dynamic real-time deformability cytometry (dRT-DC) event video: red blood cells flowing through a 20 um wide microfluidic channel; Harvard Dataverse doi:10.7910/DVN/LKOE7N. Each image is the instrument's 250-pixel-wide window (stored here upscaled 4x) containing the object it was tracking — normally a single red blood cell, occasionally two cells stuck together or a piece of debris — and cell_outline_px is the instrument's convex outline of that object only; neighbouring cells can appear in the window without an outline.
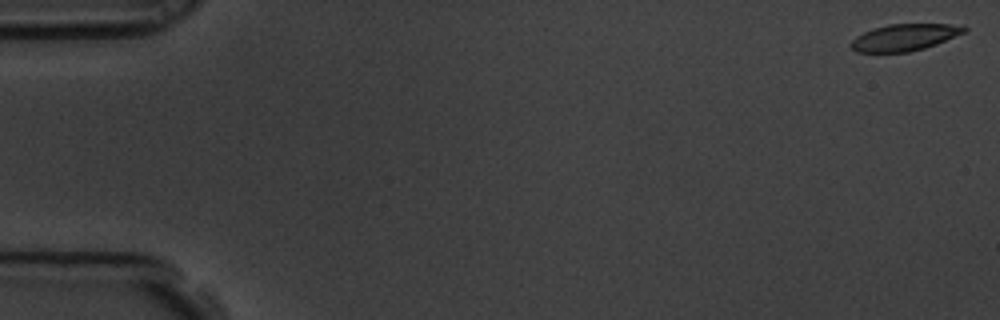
{"species": "common noctule bat (a hibernating species)", "species_latin": "Nyctalus noctula", "temperature_condition": "room temperature", "stored_images_in_passage": 6, "camera_frame_rate_fps": 3000, "um_per_image_px": 0.085, "animal": {"sex": "male", "body_mass_g": 19.5, "forearm_length_mm": 54.6}, "frame": {"image": 1, "passage_image": 1, "time_ms": 0.0, "image_size_px": [1000, 320], "cell_outline_px": [[968, 28], [964, 32], [936, 44], [924, 48], [908, 52], [856, 52], [852, 48], [852, 40], [856, 36], [872, 28], [888, 24], [964, 24]], "centroid_in_image_um": [76.9, 3.16], "position_along_channel_um": 8.1, "area_um2": 17.57}}
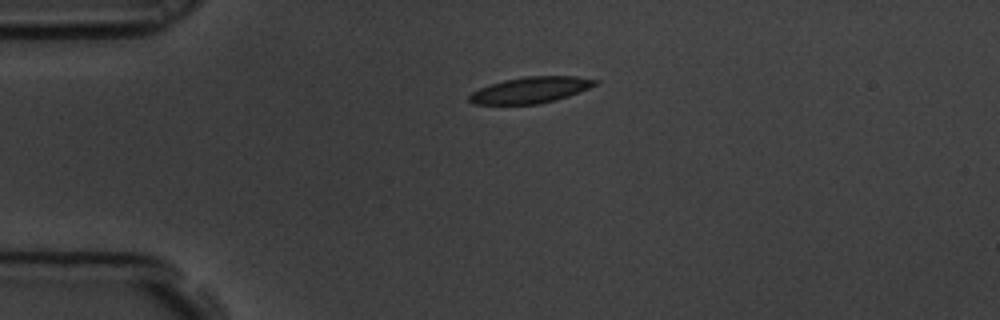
{"frame": {"image": 2, "passage_image": 5, "time_ms": 1.333, "image_size_px": [1000, 320], "cell_outline_px": [[600, 80], [596, 84], [588, 88], [568, 96], [556, 100], [540, 104], [472, 104], [468, 100], [468, 96], [472, 92], [480, 88], [504, 80], [524, 76], [576, 76]], "centroid_in_image_um": [45.1, 7.65], "position_along_channel_um": 39.9, "area_um2": 19.13}}
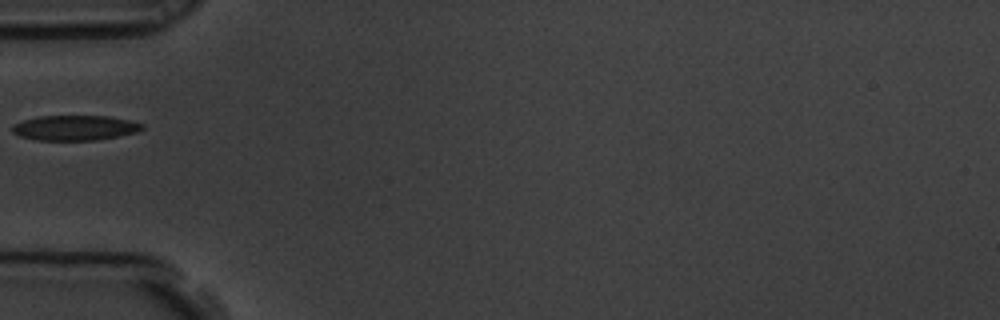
{"frame": {"image": 3, "passage_image": 6, "time_ms": 1.667, "image_size_px": [1000, 320], "cell_outline_px": [[144, 128], [136, 132], [96, 140], [36, 140], [20, 136], [12, 132], [12, 124], [24, 120], [40, 116], [108, 116], [128, 120], [144, 124]], "centroid_in_image_um": [6.34, 10.86], "position_along_channel_um": 78.7, "area_um2": 18.84}}